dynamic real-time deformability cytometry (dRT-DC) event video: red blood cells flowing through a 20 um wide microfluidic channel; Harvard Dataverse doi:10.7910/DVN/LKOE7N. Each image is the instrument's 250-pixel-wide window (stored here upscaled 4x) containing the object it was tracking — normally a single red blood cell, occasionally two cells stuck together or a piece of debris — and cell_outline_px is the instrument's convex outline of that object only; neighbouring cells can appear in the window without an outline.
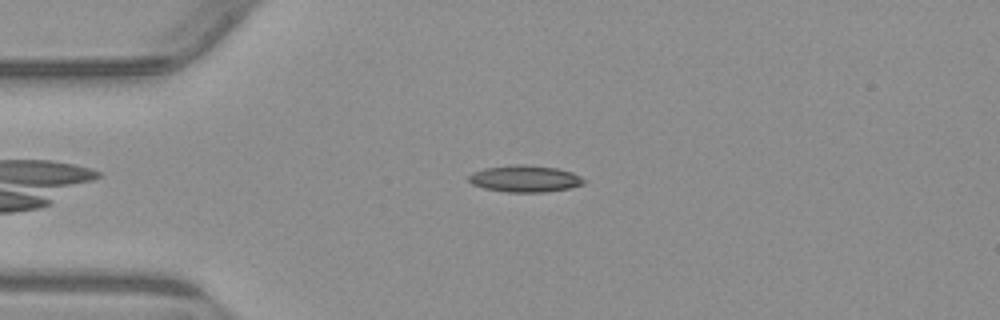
{"species": "common noctule bat (a hibernating species)", "species_latin": "Nyctalus noctula", "temperature_condition": "warm", "stored_images_in_passage": 38, "camera_frame_rate_fps": 3000, "um_per_image_px": 0.085, "animal": {"sex": "male", "body_mass_g": 23.1, "forearm_length_mm": 52.7}, "frame": {"image": 1, "passage_image": 2, "time_ms": 0.333, "image_size_px": [1000, 320], "cell_outline_px": [[588, 180], [584, 184], [568, 188], [544, 192], [508, 192], [484, 188], [472, 184], [468, 180], [468, 176], [472, 172], [484, 168], [516, 164], [524, 164], [556, 168], [572, 172]], "centroid_in_image_um": [44.62, 15.18], "position_along_channel_um": 40.4, "area_um2": 17.98}}
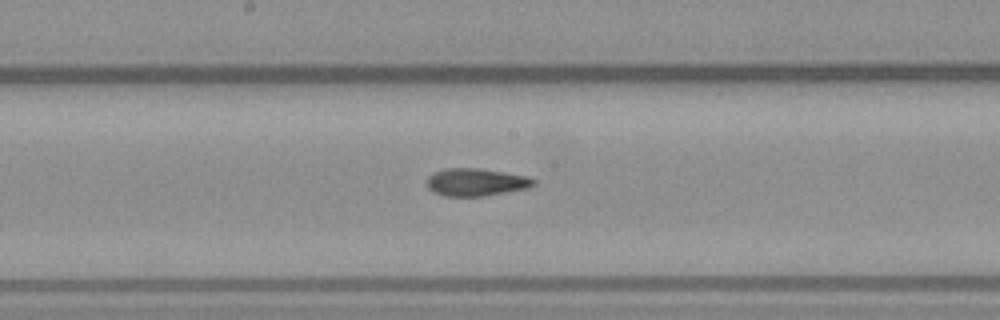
{"frame": {"image": 2, "passage_image": 17, "time_ms": 5.333, "image_size_px": [1000, 320], "cell_outline_px": [[536, 184], [528, 188], [484, 196], [444, 196], [432, 192], [428, 188], [428, 176], [444, 168], [480, 168], [528, 176], [536, 180]], "centroid_in_image_um": [40.48, 15.48], "position_along_channel_um": 207.7, "area_um2": 17.22}}
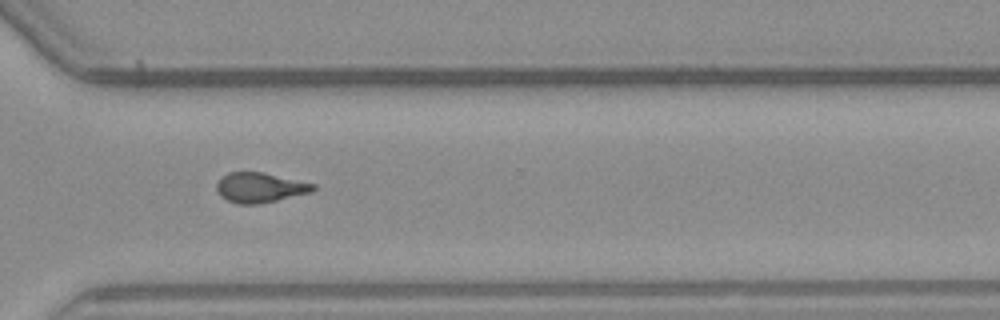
{"frame": {"image": 3, "passage_image": 28, "time_ms": 9.0, "image_size_px": [1000, 320], "cell_outline_px": [[316, 188], [312, 192], [260, 204], [236, 204], [220, 196], [216, 188], [216, 184], [228, 172], [264, 172], [316, 184]], "centroid_in_image_um": [22.12, 15.95], "position_along_channel_um": 348.5, "area_um2": 16.88}, "authors_computed_cell_mechanics": {"area_um2": 17.34, "velocity_mm_per_s": 3.8473, "shape_relaxation_time_tau1_ms": 6.8086, "shape_relaxation_time_tau2_ms": 2.6683, "deformation_change_tau1": 0.2098, "deformation_change_tau2": 0.0977}}